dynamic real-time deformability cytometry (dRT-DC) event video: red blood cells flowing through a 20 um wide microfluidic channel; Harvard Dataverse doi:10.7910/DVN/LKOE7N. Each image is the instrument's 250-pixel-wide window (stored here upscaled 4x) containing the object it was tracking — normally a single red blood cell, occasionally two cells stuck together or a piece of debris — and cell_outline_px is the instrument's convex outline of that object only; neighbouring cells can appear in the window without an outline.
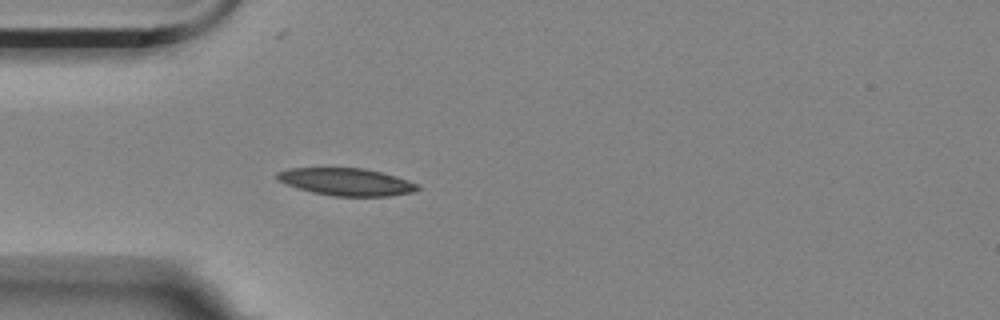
{"species": "Egyptian fruit bat (a non-hibernating species)", "species_latin": "Rousettus aegyptiacus", "temperature_condition": "room temperature", "stored_images_in_passage": 4, "camera_frame_rate_fps": 3000, "um_per_image_px": 0.085, "animal": {"sex": "female"}, "frame": {"image": 1, "passage_image": 4, "time_ms": 1.0, "image_size_px": [1000, 320], "cell_outline_px": [[420, 188], [416, 192], [388, 196], [332, 196], [312, 192], [284, 184], [276, 180], [276, 172], [288, 168], [364, 168], [396, 176], [420, 184]], "centroid_in_image_um": [29.44, 15.46], "position_along_channel_um": 55.6, "area_um2": 22.66}}